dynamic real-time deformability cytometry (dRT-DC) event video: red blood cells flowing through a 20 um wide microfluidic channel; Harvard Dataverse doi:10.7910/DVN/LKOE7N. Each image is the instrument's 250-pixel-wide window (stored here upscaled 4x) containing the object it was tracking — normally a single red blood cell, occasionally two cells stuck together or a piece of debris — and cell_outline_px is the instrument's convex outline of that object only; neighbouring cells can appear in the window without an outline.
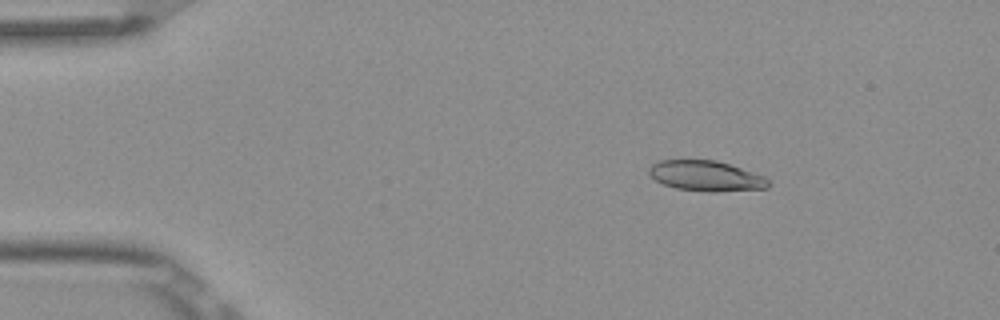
{"species": "Egyptian fruit bat (a non-hibernating species)", "species_latin": "Rousettus aegyptiacus", "temperature_condition": "room temperature", "stored_images_in_passage": 5, "camera_frame_rate_fps": 3000, "um_per_image_px": 0.085, "frame": {"image": 1, "passage_image": 3, "time_ms": 0.667, "image_size_px": [1000, 320], "cell_outline_px": [[772, 180], [768, 188], [716, 192], [708, 192], [676, 188], [664, 184], [656, 180], [648, 172], [648, 168], [652, 164], [660, 160], [716, 160], [764, 176]], "centroid_in_image_um": [60.03, 14.96], "position_along_channel_um": 25.0, "area_um2": 21.1}}